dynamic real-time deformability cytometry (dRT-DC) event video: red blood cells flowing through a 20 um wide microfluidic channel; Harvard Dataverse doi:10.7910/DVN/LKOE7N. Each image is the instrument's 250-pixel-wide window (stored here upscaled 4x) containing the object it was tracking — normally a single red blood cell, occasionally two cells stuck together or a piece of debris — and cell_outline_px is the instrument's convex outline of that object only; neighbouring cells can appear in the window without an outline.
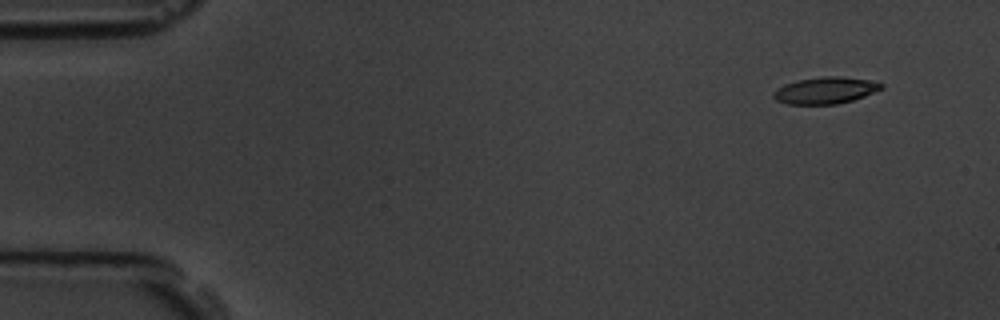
{"species": "common noctule bat (a hibernating species)", "species_latin": "Nyctalus noctula", "temperature_condition": "room temperature", "stored_images_in_passage": 6, "camera_frame_rate_fps": 3000, "um_per_image_px": 0.085, "animal": {"sex": "male", "body_mass_g": 19.5, "forearm_length_mm": 54.6}, "frame": {"image": 1, "passage_image": 2, "time_ms": 1.0, "image_size_px": [1000, 320], "cell_outline_px": [[884, 88], [864, 96], [852, 100], [836, 104], [788, 104], [776, 100], [772, 96], [772, 92], [784, 84], [796, 80], [824, 76], [840, 76], [880, 80], [884, 84]], "centroid_in_image_um": [70.21, 7.66], "position_along_channel_um": 14.8, "area_um2": 17.11}}